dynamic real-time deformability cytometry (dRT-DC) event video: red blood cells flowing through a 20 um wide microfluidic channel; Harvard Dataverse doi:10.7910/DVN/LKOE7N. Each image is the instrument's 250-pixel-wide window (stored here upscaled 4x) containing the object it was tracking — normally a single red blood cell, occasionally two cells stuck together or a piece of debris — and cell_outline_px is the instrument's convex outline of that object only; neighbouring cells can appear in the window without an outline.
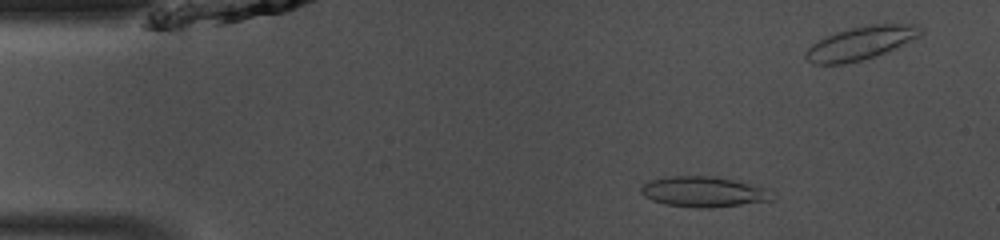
{"species": "common noctule bat (a hibernating species)", "species_latin": "Nyctalus noctula", "temperature_condition": "room temperature", "stored_images_in_passage": 48, "camera_frame_rate_fps": 3000, "um_per_image_px": 0.085, "animal": {"sex": "male", "body_mass_g": 13.0, "forearm_length_mm": 53.1}, "frame": {"image": 1, "passage_image": 7, "time_ms": 2.0, "image_size_px": [1000, 240], "cell_outline_px": [[776, 200], [704, 208], [696, 208], [664, 204], [652, 200], [644, 196], [640, 192], [640, 188], [648, 180], [668, 176], [716, 176], [772, 188]], "centroid_in_image_um": [59.87, 16.29], "position_along_channel_um": 25.1, "area_um2": 23.7}}
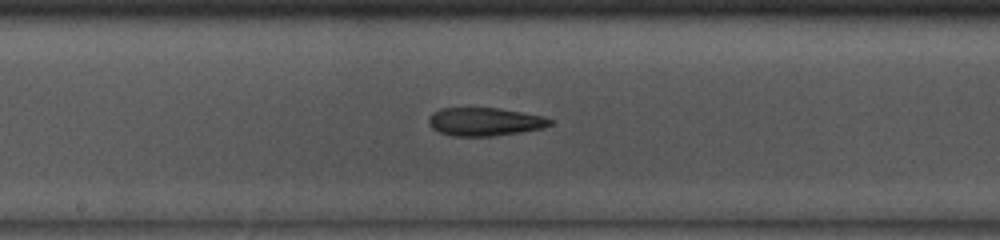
{"frame": {"image": 2, "passage_image": 24, "time_ms": 7.667, "image_size_px": [1000, 240], "cell_outline_px": [[552, 124], [544, 128], [520, 132], [492, 136], [452, 136], [440, 132], [432, 128], [428, 124], [428, 120], [432, 112], [440, 108], [500, 108], [544, 116], [552, 120]], "centroid_in_image_um": [41.2, 10.34], "position_along_channel_um": 207.0, "area_um2": 20.06}}
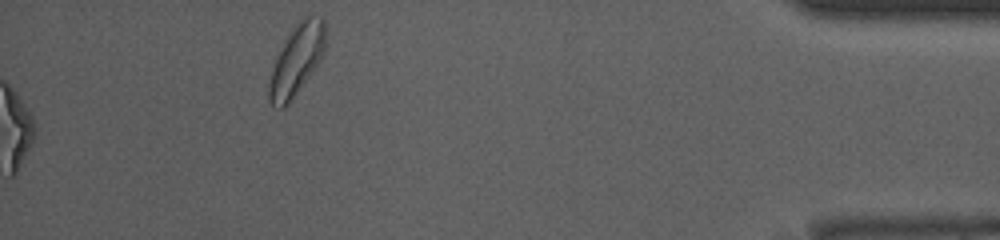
{"frame": {"image": 3, "passage_image": 48, "time_ms": 15.667, "image_size_px": [1000, 240], "cell_outline_px": [[328, 44], [316, 68], [288, 104], [284, 108], [280, 108], [272, 104], [268, 100], [268, 84], [272, 68], [284, 40], [288, 32], [308, 12], [312, 12], [324, 16]], "centroid_in_image_um": [25.28, 4.99], "position_along_channel_um": 409.9, "area_um2": 23.99}, "authors_computed_cell_mechanics": {"area_um2": 21.3282, "velocity_mm_per_s": 4.1609, "shape_relaxation_time_tau1_ms": 7.1452, "shape_relaxation_time_tau2_ms": 3.5155, "deformation_change_tau1": 0.2021, "deformation_change_tau2": 0.1391}}